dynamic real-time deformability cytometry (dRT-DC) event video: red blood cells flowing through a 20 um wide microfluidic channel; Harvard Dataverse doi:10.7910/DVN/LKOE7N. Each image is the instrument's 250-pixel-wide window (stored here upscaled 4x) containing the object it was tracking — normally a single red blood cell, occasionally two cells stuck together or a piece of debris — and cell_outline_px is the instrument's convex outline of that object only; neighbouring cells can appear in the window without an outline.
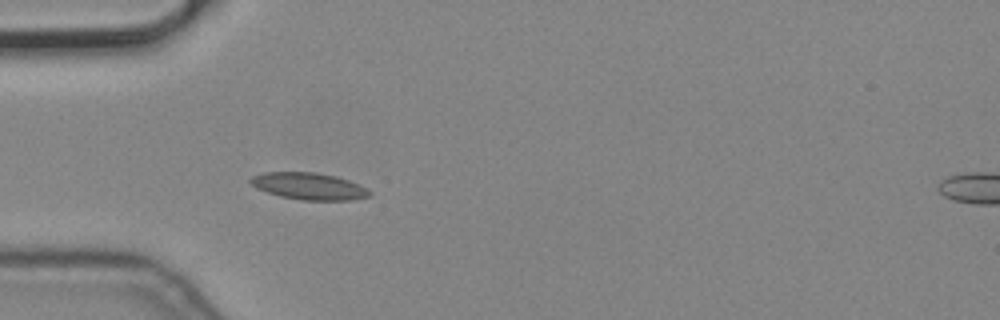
{"species": "common noctule bat (a hibernating species)", "species_latin": "Nyctalus noctula", "temperature_condition": "cold", "stored_images_in_passage": 6, "segment_of_instrument_passage": [1, 2], "camera_frame_rate_fps": 3000, "um_per_image_px": 0.085, "animal": {"sex": "male", "body_mass_g": 19.2, "forearm_length_mm": 51.8}, "frame": {"image": 1, "passage_image": 5, "time_ms": 1.333, "image_size_px": [1000, 320], "cell_outline_px": [[372, 196], [352, 200], [300, 200], [280, 196], [256, 188], [248, 180], [252, 176], [264, 172], [312, 172], [336, 176], [348, 180], [368, 188], [372, 192]], "centroid_in_image_um": [26.29, 15.83], "position_along_channel_um": 58.7, "area_um2": 18.73}}